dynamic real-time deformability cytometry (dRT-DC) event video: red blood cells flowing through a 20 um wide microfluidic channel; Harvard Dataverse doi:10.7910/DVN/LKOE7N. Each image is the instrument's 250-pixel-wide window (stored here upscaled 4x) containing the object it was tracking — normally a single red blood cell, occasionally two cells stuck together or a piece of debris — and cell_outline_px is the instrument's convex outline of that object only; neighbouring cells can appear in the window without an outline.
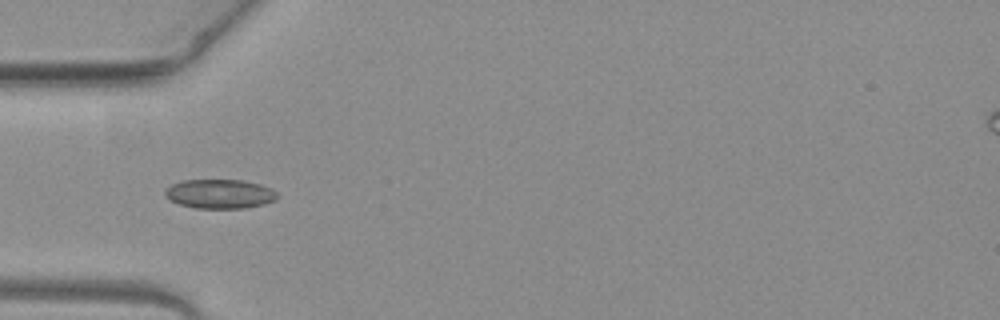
{"species": "common noctule bat (a hibernating species)", "species_latin": "Nyctalus noctula", "temperature_condition": "warm", "stored_images_in_passage": 36, "camera_frame_rate_fps": 3000, "um_per_image_px": 0.085, "animal": {"sex": "female", "body_mass_g": 19.3, "forearm_length_mm": 54.1}, "frame": {"image": 1, "passage_image": 1, "time_ms": 0.0, "image_size_px": [1000, 320], "cell_outline_px": [[280, 196], [276, 200], [264, 204], [244, 208], [196, 208], [180, 204], [168, 200], [164, 196], [164, 192], [172, 184], [184, 180], [244, 180], [260, 184], [272, 188]], "centroid_in_image_um": [18.71, 16.48], "position_along_channel_um": 66.3, "area_um2": 19.25}}
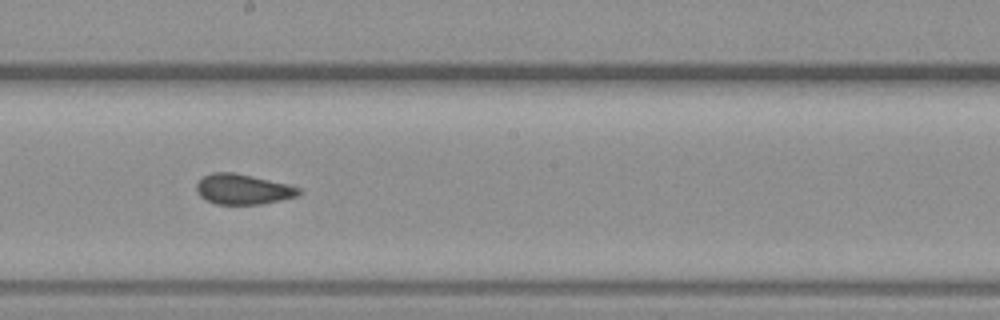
{"frame": {"image": 2, "passage_image": 13, "time_ms": 4.0, "image_size_px": [1000, 320], "cell_outline_px": [[300, 192], [296, 196], [280, 200], [260, 204], [216, 204], [200, 196], [196, 192], [196, 184], [204, 176], [212, 172], [232, 172], [252, 176], [288, 184], [300, 188]], "centroid_in_image_um": [20.62, 16.08], "position_along_channel_um": 227.6, "area_um2": 17.86}}
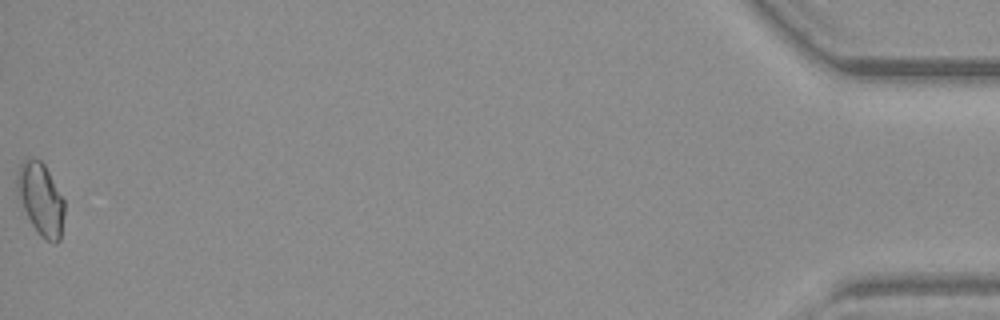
{"frame": {"image": 3, "passage_image": 36, "time_ms": 11.667, "image_size_px": [1000, 320], "cell_outline_px": [[64, 212], [60, 240], [56, 244], [40, 236], [32, 224], [24, 208], [16, 184], [16, 176], [20, 164], [24, 160], [40, 160], [44, 164], [64, 200]], "centroid_in_image_um": [3.48, 16.94], "position_along_channel_um": 431.7, "area_um2": 19.31}, "authors_computed_cell_mechanics": {"area_um2": 17.9758, "velocity_mm_per_s": 4.0293, "shape_relaxation_time_tau1_ms": null, "shape_relaxation_time_tau2_ms": 1.5953, "deformation_change_tau1": null, "deformation_change_tau2": 0.0533}}